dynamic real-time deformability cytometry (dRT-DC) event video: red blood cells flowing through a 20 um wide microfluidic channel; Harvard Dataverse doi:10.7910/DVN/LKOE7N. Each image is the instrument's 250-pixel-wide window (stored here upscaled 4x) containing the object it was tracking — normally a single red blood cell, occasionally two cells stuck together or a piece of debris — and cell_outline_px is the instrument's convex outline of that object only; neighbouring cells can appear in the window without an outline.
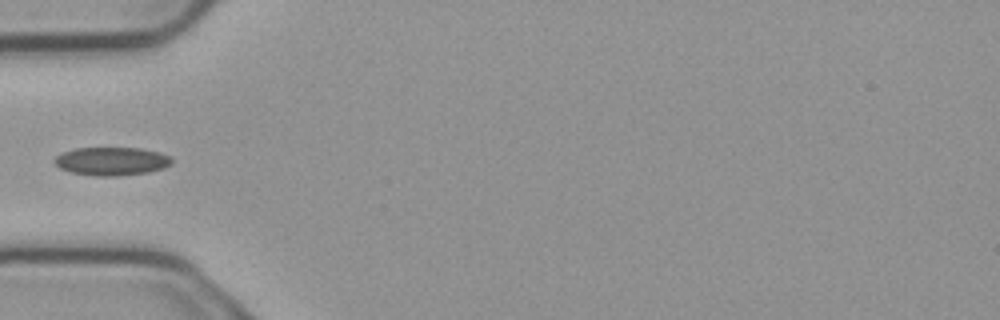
{"species": "common noctule bat (a hibernating species)", "species_latin": "Nyctalus noctula", "temperature_condition": "cold", "stored_images_in_passage": 5, "camera_frame_rate_fps": 3000, "um_per_image_px": 0.085, "animal": {"sex": "male", "body_mass_g": 23.1, "forearm_length_mm": 52.7}, "frame": {"image": 1, "passage_image": 5, "time_ms": 1.333, "image_size_px": [1000, 320], "cell_outline_px": [[172, 164], [164, 168], [148, 172], [116, 176], [96, 176], [72, 172], [60, 168], [52, 160], [56, 156], [64, 152], [76, 148], [140, 148], [160, 152], [168, 156], [172, 160]], "centroid_in_image_um": [9.5, 13.7], "position_along_channel_um": 75.5, "area_um2": 19.25}}